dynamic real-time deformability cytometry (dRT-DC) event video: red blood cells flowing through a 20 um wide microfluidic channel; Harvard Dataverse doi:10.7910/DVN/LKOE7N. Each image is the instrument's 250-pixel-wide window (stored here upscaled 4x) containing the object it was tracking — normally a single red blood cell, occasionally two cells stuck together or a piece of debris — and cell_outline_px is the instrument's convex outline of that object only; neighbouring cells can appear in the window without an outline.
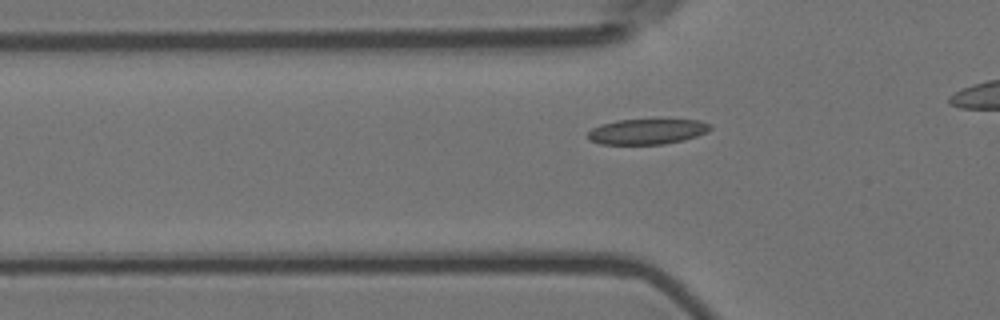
{"species": "Egyptian fruit bat (a non-hibernating species)", "species_latin": "Rousettus aegyptiacus", "temperature_condition": "room temperature", "stored_images_in_passage": 41, "camera_frame_rate_fps": 3000, "um_per_image_px": 0.085, "animal": {"sex": "female"}, "frame": {"image": 1, "passage_image": 14, "time_ms": 4.333, "image_size_px": [1000, 320], "cell_outline_px": [[712, 128], [708, 132], [684, 140], [664, 144], [600, 144], [588, 140], [588, 132], [592, 128], [600, 124], [616, 120], [700, 120], [712, 124]], "centroid_in_image_um": [55.01, 11.18], "position_along_channel_um": 70.8, "area_um2": 18.21}}
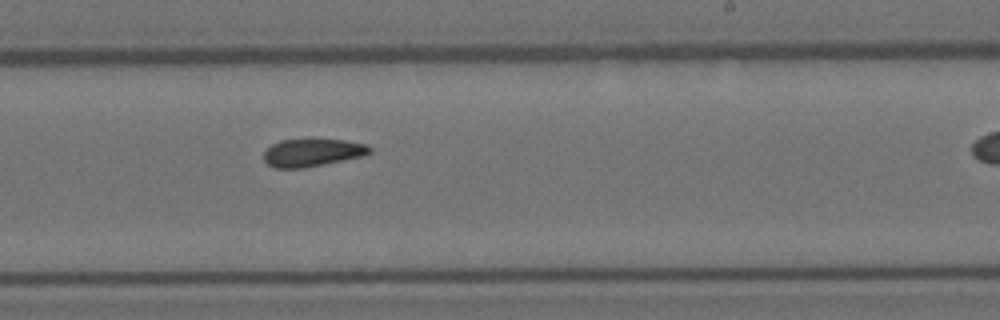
{"frame": {"image": 2, "passage_image": 30, "time_ms": 9.667, "image_size_px": [1000, 320], "cell_outline_px": [[372, 152], [364, 156], [304, 168], [276, 168], [268, 164], [264, 160], [264, 152], [272, 144], [280, 140], [308, 136], [312, 136], [344, 140], [368, 144], [372, 148]], "centroid_in_image_um": [26.58, 12.91], "position_along_channel_um": 262.4, "area_um2": 18.03}}
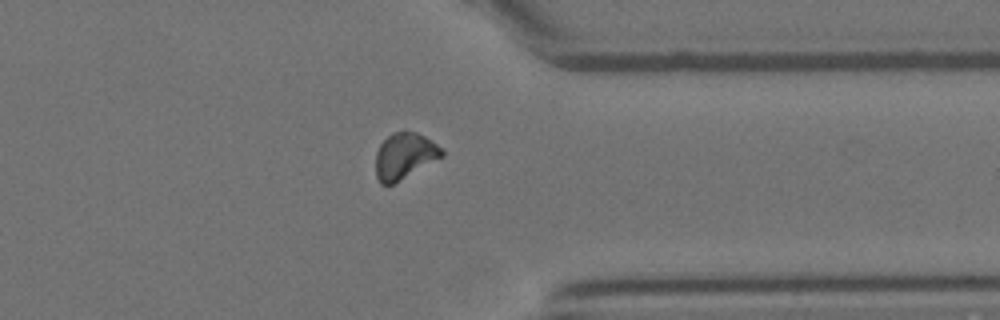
{"frame": {"image": 3, "passage_image": 40, "time_ms": 13.0, "image_size_px": [1000, 320], "cell_outline_px": [[444, 156], [392, 184], [380, 184], [376, 176], [376, 152], [380, 144], [392, 132], [404, 128], [416, 132], [424, 136], [436, 144], [444, 152]], "centroid_in_image_um": [34.37, 13.21], "position_along_channel_um": 377.0, "area_um2": 17.8}}